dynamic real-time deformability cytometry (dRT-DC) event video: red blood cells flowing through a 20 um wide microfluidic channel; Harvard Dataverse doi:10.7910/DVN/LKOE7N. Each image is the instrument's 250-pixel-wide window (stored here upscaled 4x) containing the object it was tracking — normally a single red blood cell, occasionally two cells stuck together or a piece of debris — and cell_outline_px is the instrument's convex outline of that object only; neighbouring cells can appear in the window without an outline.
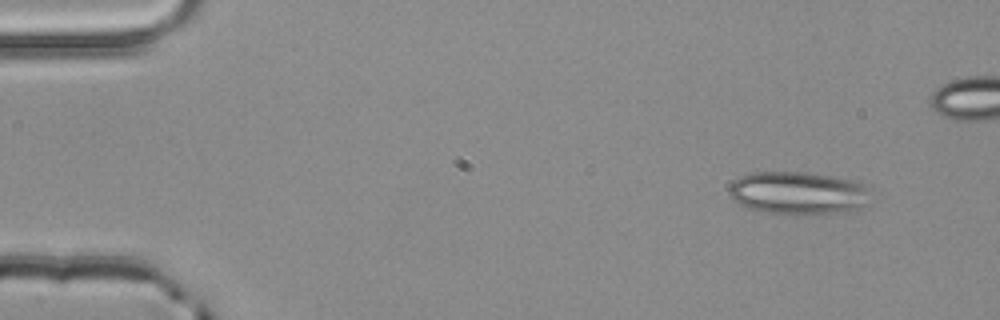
{"species": "common noctule bat (a hibernating species)", "species_latin": "Nyctalus noctula", "temperature_condition": "room temperature", "stored_images_in_passage": 4, "camera_frame_rate_fps": 3000, "um_per_image_px": 0.085, "animal": {"sex": "male", "body_mass_g": 20.4}, "frame": {"image": 1, "passage_image": 1, "time_ms": 0.0, "image_size_px": [1000, 320], "cell_outline_px": [[872, 188], [868, 204], [856, 212], [768, 212], [748, 208], [740, 204], [732, 196], [728, 188], [732, 180], [748, 172], [804, 172], [832, 176], [856, 180]], "centroid_in_image_um": [67.93, 16.37], "position_along_channel_um": 17.1, "area_um2": 35.26}}
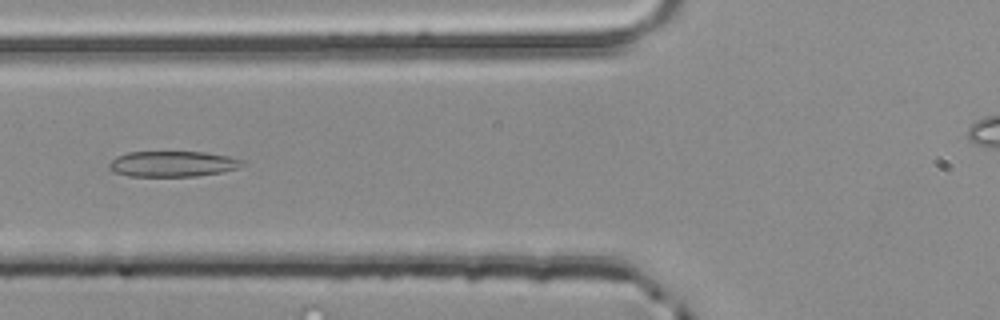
{"frame": {"image": 2, "passage_image": 4, "time_ms": 1.0, "image_size_px": [1000, 320], "cell_outline_px": [[244, 164], [240, 168], [224, 172], [196, 176], [128, 176], [112, 172], [108, 168], [108, 164], [116, 156], [128, 152], [204, 152], [228, 156], [244, 160]], "centroid_in_image_um": [14.68, 13.93], "position_along_channel_um": 111.1, "area_um2": 20.11}}